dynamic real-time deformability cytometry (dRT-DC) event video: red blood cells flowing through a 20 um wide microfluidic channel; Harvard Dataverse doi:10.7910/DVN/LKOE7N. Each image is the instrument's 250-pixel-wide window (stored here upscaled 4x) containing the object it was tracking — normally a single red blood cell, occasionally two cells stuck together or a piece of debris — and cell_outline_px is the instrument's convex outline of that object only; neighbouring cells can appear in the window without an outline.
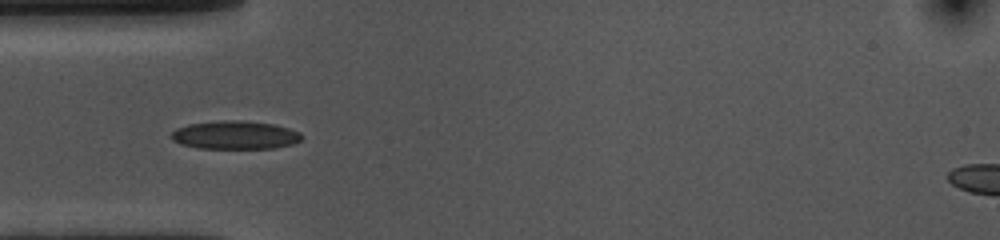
{"species": "common noctule bat (a hibernating species)", "species_latin": "Nyctalus noctula", "temperature_condition": "cold", "stored_images_in_passage": 40, "camera_frame_rate_fps": 3000, "um_per_image_px": 0.085, "animal": {"sex": "female", "body_mass_g": 10.0, "forearm_length_mm": 53.1}, "frame": {"image": 1, "passage_image": 1, "time_ms": 0.0, "image_size_px": [1000, 240], "cell_outline_px": [[304, 136], [300, 140], [292, 144], [276, 148], [200, 148], [180, 144], [172, 140], [168, 136], [176, 128], [188, 124], [224, 120], [244, 120], [272, 124], [288, 128], [300, 132]], "centroid_in_image_um": [19.96, 11.47], "position_along_channel_um": 65.0, "area_um2": 21.62}}
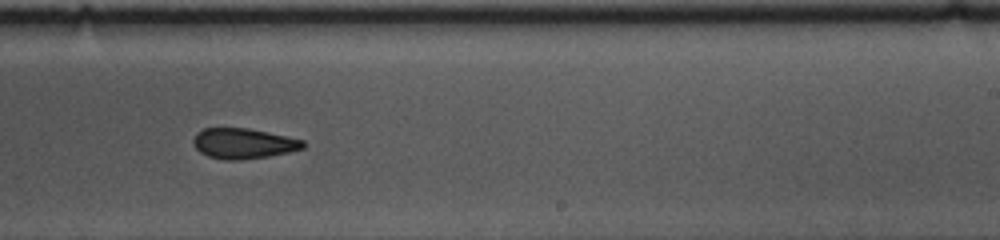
{"frame": {"image": 2, "passage_image": 18, "time_ms": 5.667, "image_size_px": [1000, 240], "cell_outline_px": [[304, 148], [288, 152], [268, 156], [240, 160], [224, 160], [208, 156], [200, 152], [192, 144], [192, 140], [196, 132], [204, 128], [248, 128], [288, 136], [304, 140]], "centroid_in_image_um": [20.66, 12.19], "position_along_channel_um": 268.3, "area_um2": 19.54}}
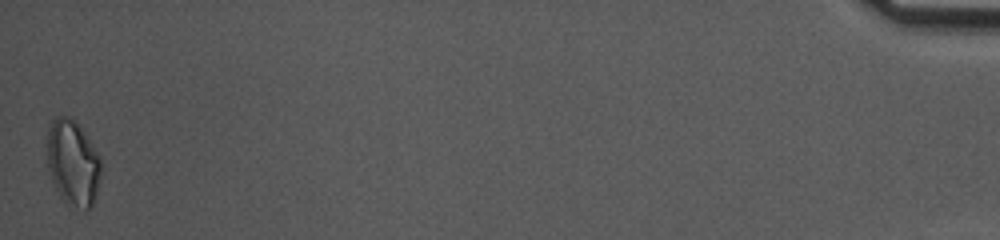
{"frame": {"image": 3, "passage_image": 40, "time_ms": 13.0, "image_size_px": [1000, 240], "cell_outline_px": [[100, 176], [96, 192], [92, 204], [84, 212], [68, 204], [60, 196], [52, 180], [48, 168], [48, 124], [56, 116], [68, 116], [84, 132], [100, 156]], "centroid_in_image_um": [6.19, 13.85], "position_along_channel_um": 429.0, "area_um2": 26.59}, "authors_computed_cell_mechanics": {"area_um2": 20.3456, "velocity_mm_per_s": 3.5806, "shape_relaxation_time_tau1_ms": 4.7167, "shape_relaxation_time_tau2_ms": 3.224, "deformation_change_tau1": 0.1356, "deformation_change_tau2": 0.0884}}